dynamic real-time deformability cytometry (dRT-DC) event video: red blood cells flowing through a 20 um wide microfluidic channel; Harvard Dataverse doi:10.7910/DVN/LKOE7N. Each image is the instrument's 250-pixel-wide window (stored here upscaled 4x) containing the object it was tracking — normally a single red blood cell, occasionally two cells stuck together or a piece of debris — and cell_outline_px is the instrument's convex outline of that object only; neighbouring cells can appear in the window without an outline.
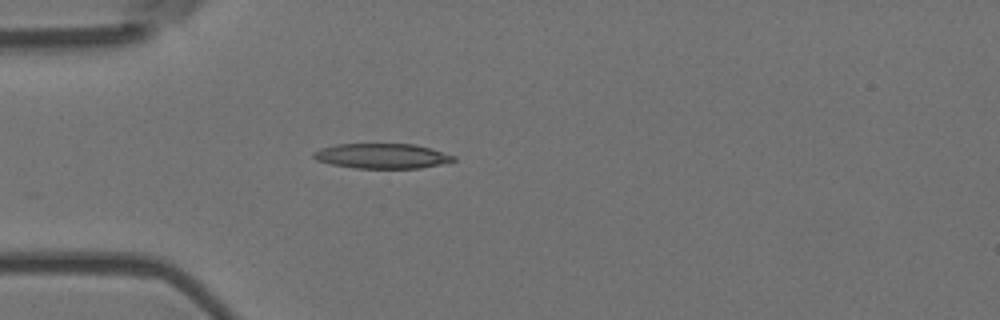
{"species": "Egyptian fruit bat (a non-hibernating species)", "species_latin": "Rousettus aegyptiacus", "temperature_condition": "room temperature", "stored_images_in_passage": 2, "camera_frame_rate_fps": 3000, "um_per_image_px": 0.085, "animal": {"sex": "female"}, "frame": {"image": 1, "passage_image": 2, "time_ms": 0.333, "image_size_px": [1000, 320], "cell_outline_px": [[456, 160], [440, 164], [420, 168], [356, 168], [332, 164], [316, 160], [312, 156], [312, 152], [320, 148], [336, 144], [412, 144], [428, 148], [456, 156]], "centroid_in_image_um": [32.43, 13.26], "position_along_channel_um": 52.6, "area_um2": 20.23}}